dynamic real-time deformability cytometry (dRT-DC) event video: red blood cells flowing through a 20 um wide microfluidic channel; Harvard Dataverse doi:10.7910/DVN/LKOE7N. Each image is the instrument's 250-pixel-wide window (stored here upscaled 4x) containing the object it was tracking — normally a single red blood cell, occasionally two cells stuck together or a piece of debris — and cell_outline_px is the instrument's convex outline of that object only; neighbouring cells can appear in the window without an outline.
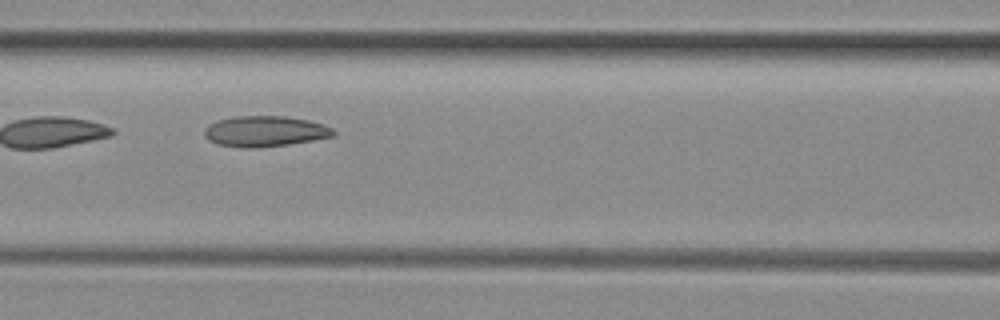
{"species": "common noctule bat (a hibernating species)", "species_latin": "Nyctalus noctula", "temperature_condition": "room temperature", "stored_images_in_passage": 9, "camera_frame_rate_fps": 3000, "um_per_image_px": 0.085, "animal": {"sex": "female", "body_mass_g": 29.2, "forearm_length_mm": 56.3}, "frame": {"image": 1, "passage_image": 6, "time_ms": 1.667, "image_size_px": [1000, 320], "cell_outline_px": [[336, 136], [288, 144], [252, 148], [248, 148], [216, 144], [208, 140], [204, 136], [204, 128], [208, 124], [216, 120], [232, 116], [284, 116], [308, 120], [324, 124], [332, 128], [336, 132]], "centroid_in_image_um": [22.49, 11.15], "position_along_channel_um": 144.1, "area_um2": 23.24}}
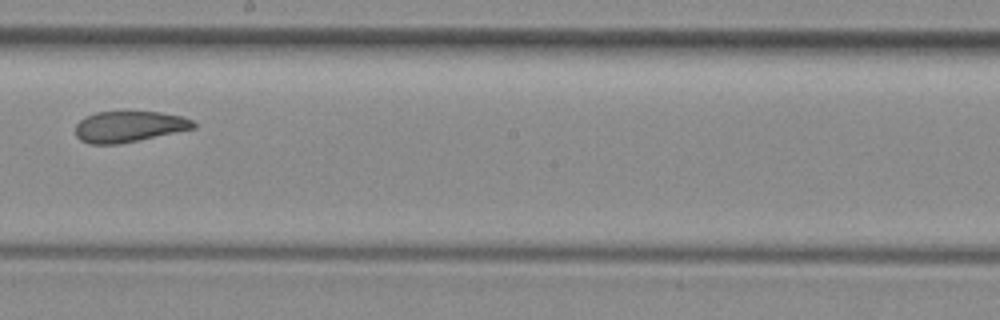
{"frame": {"image": 2, "passage_image": 8, "time_ms": 2.333, "image_size_px": [1000, 320], "cell_outline_px": [[196, 128], [120, 144], [88, 144], [80, 140], [76, 136], [76, 124], [84, 116], [96, 112], [160, 112], [184, 116], [192, 120], [196, 124]], "centroid_in_image_um": [10.96, 10.76], "position_along_channel_um": 237.2, "area_um2": 21.44}}
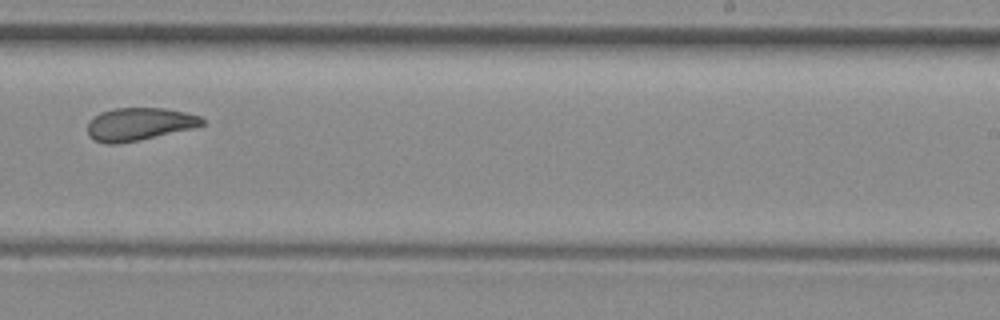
{"frame": {"image": 3, "passage_image": 9, "time_ms": 2.667, "image_size_px": [1000, 320], "cell_outline_px": [[204, 124], [192, 128], [140, 140], [120, 144], [108, 144], [96, 140], [88, 136], [88, 124], [100, 112], [116, 108], [164, 108], [184, 112], [200, 116], [204, 120]], "centroid_in_image_um": [11.83, 10.55], "position_along_channel_um": 277.2, "area_um2": 21.68}}